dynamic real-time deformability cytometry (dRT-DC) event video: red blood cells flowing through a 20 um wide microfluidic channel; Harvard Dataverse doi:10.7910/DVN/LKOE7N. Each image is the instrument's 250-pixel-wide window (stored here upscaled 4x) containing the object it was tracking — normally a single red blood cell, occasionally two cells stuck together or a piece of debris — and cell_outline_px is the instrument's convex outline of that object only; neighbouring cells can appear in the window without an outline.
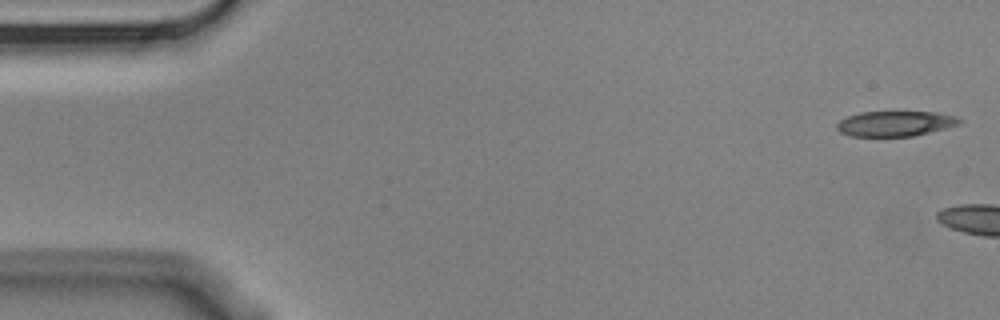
{"species": "Egyptian fruit bat (a non-hibernating species)", "species_latin": "Rousettus aegyptiacus", "temperature_condition": "cold", "stored_images_in_passage": 3, "camera_frame_rate_fps": 3000, "um_per_image_px": 0.085, "animal": {"sex": "male"}, "frame": {"image": 1, "passage_image": 1, "time_ms": 0.0, "image_size_px": [1000, 320], "cell_outline_px": [[964, 120], [960, 124], [912, 136], [852, 136], [840, 132], [836, 128], [836, 124], [840, 120], [848, 116], [860, 112], [936, 112], [956, 116]], "centroid_in_image_um": [76.09, 10.5], "position_along_channel_um": 8.9, "area_um2": 17.92}}